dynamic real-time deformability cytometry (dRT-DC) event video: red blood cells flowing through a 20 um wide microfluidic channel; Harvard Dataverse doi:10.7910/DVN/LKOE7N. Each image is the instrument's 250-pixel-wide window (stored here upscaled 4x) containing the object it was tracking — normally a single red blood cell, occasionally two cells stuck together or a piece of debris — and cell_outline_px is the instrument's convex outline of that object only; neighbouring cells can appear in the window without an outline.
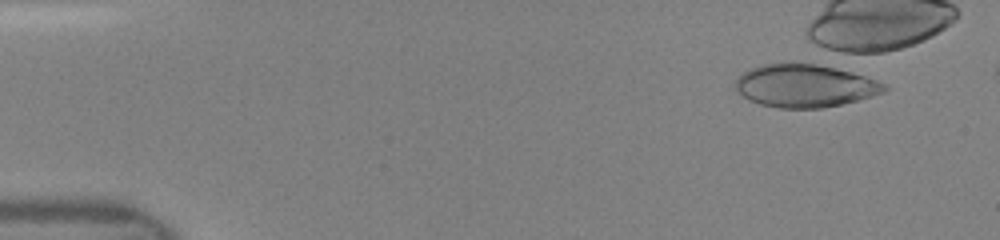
{"species": "human", "species_latin": "Homo sapiens", "temperature_condition": "room temperature", "stored_images_in_passage": 4, "camera_frame_rate_fps": 3000, "um_per_image_px": 0.085, "donor": {"sex": "female"}, "frame": {"image": 1, "passage_image": 4, "time_ms": 1.0, "image_size_px": [1000, 240], "cell_outline_px": [[888, 88], [884, 92], [872, 96], [840, 104], [820, 108], [780, 108], [760, 104], [748, 100], [736, 92], [736, 80], [744, 72], [752, 68], [764, 64], [788, 60], [816, 64], [840, 68], [876, 80], [884, 84]], "centroid_in_image_um": [68.38, 7.26], "position_along_channel_um": 16.6, "area_um2": 37.51}}